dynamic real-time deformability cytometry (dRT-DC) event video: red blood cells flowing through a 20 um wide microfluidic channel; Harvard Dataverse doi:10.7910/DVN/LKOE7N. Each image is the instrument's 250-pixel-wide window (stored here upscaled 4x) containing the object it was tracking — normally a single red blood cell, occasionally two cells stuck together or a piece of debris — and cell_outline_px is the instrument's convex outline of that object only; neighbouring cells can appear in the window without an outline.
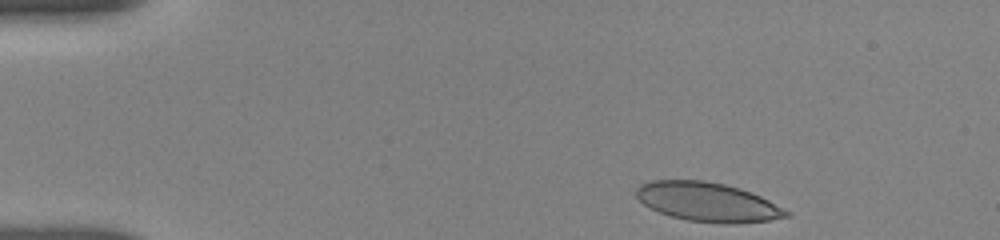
{"species": "human", "species_latin": "Homo sapiens", "temperature_condition": "room temperature", "stored_images_in_passage": 27, "camera_frame_rate_fps": 3000, "um_per_image_px": 0.085, "donor": {"sex": "female"}, "frame": {"image": 1, "passage_image": 1, "time_ms": 0.0, "image_size_px": [1000, 240], "cell_outline_px": [[792, 216], [768, 220], [732, 224], [688, 220], [672, 216], [660, 212], [644, 204], [636, 196], [636, 188], [640, 184], [652, 180], [704, 180], [724, 184], [740, 188], [760, 196], [792, 212]], "centroid_in_image_um": [60.17, 17.16], "position_along_channel_um": 24.8, "area_um2": 33.99}}
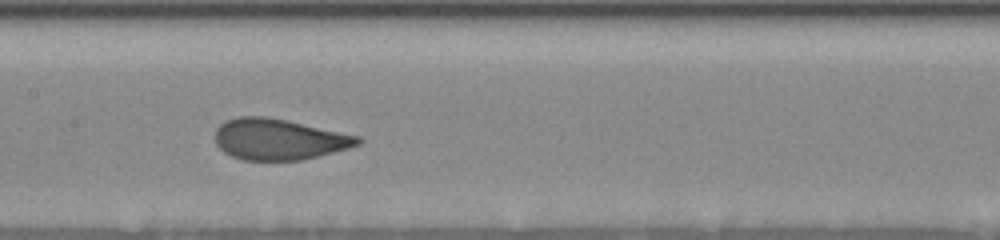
{"frame": {"image": 2, "passage_image": 16, "time_ms": 6.333, "image_size_px": [1000, 240], "cell_outline_px": [[364, 140], [360, 144], [348, 148], [300, 160], [244, 160], [232, 156], [224, 152], [216, 144], [216, 128], [224, 120], [240, 116], [264, 116], [288, 120], [360, 136]], "centroid_in_image_um": [23.7, 11.82], "position_along_channel_um": 183.7, "area_um2": 34.1}}
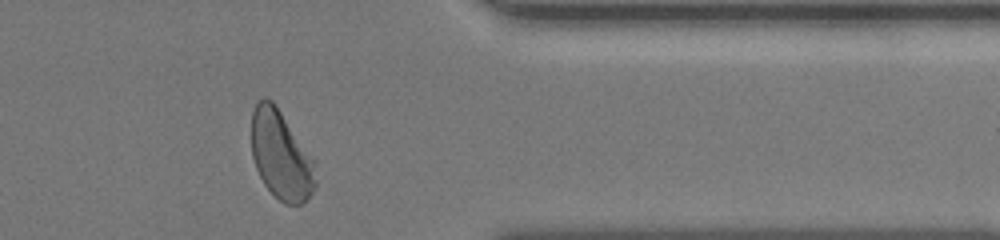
{"frame": {"image": 3, "passage_image": 27, "time_ms": 12.0, "image_size_px": [1000, 240], "cell_outline_px": [[316, 188], [300, 204], [284, 204], [264, 184], [256, 168], [252, 156], [252, 112], [256, 104], [264, 96], [272, 100], [276, 104], [316, 160]], "centroid_in_image_um": [23.92, 13.16], "position_along_channel_um": 387.5, "area_um2": 33.47}, "authors_computed_cell_mechanics": {"area_um2": 34.4488, "velocity_mm_per_s": 3.7883, "shape_relaxation_time_tau1_ms": 3.0586, "shape_relaxation_time_tau2_ms": null, "deformation_change_tau1": 0.1393, "deformation_change_tau2": null}}